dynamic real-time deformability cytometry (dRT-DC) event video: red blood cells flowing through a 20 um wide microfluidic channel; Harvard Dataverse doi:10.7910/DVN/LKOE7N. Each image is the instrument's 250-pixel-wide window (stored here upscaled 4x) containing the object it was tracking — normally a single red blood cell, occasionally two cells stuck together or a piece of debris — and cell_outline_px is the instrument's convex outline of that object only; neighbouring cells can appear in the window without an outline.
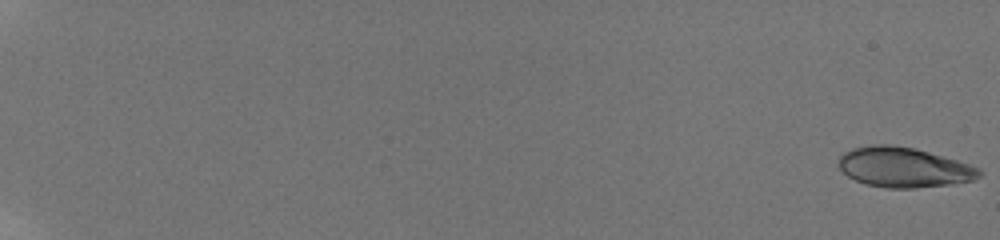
{"species": "human", "species_latin": "Homo sapiens", "temperature_condition": "room temperature", "stored_images_in_passage": 58, "camera_frame_rate_fps": 3000, "um_per_image_px": 0.085, "donor": {"sex": "male"}, "frame": {"image": 1, "passage_image": 1, "time_ms": 0.0, "image_size_px": [1000, 240], "cell_outline_px": [[984, 172], [980, 176], [972, 180], [948, 184], [916, 188], [884, 188], [868, 184], [856, 180], [848, 176], [840, 168], [840, 156], [844, 152], [852, 148], [872, 144], [892, 144], [912, 148], [928, 152], [956, 160], [980, 168]], "centroid_in_image_um": [76.82, 14.22], "position_along_channel_um": 8.2, "area_um2": 32.48}}
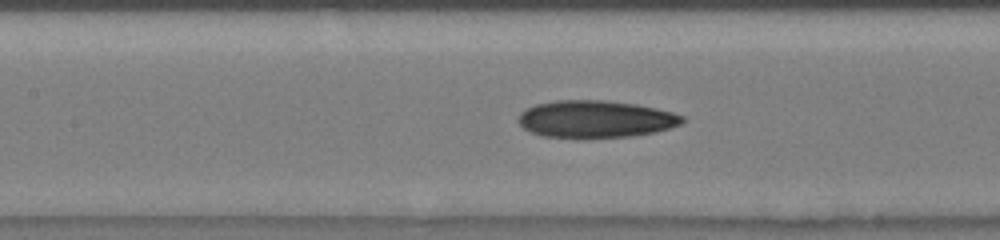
{"frame": {"image": 2, "passage_image": 32, "time_ms": 10.333, "image_size_px": [1000, 240], "cell_outline_px": [[684, 120], [680, 124], [656, 132], [632, 136], [584, 140], [576, 140], [544, 136], [528, 132], [520, 124], [520, 112], [524, 108], [536, 104], [556, 100], [604, 100], [636, 104], [656, 108], [672, 112], [684, 116]], "centroid_in_image_um": [50.59, 10.15], "position_along_channel_um": 156.8, "area_um2": 36.41}}
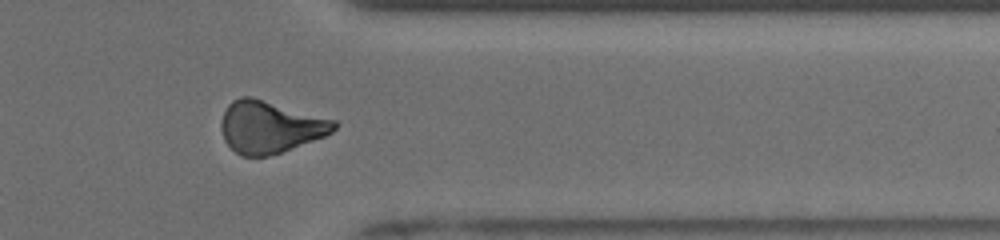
{"frame": {"image": 3, "passage_image": 50, "time_ms": 16.333, "image_size_px": [1000, 240], "cell_outline_px": [[336, 128], [332, 132], [324, 136], [280, 152], [268, 156], [240, 156], [224, 140], [220, 128], [220, 124], [224, 112], [228, 104], [232, 100], [240, 96], [252, 96], [336, 120]], "centroid_in_image_um": [22.92, 10.77], "position_along_channel_um": 388.5, "area_um2": 34.16}, "authors_computed_cell_mechanics": {"area_um2": 33.4951, "velocity_mm_per_s": 3.8948, "shape_relaxation_time_tau1_ms": 10.0791, "shape_relaxation_time_tau2_ms": 4.8645, "deformation_change_tau1": 0.1968, "deformation_change_tau2": 0.1374}}